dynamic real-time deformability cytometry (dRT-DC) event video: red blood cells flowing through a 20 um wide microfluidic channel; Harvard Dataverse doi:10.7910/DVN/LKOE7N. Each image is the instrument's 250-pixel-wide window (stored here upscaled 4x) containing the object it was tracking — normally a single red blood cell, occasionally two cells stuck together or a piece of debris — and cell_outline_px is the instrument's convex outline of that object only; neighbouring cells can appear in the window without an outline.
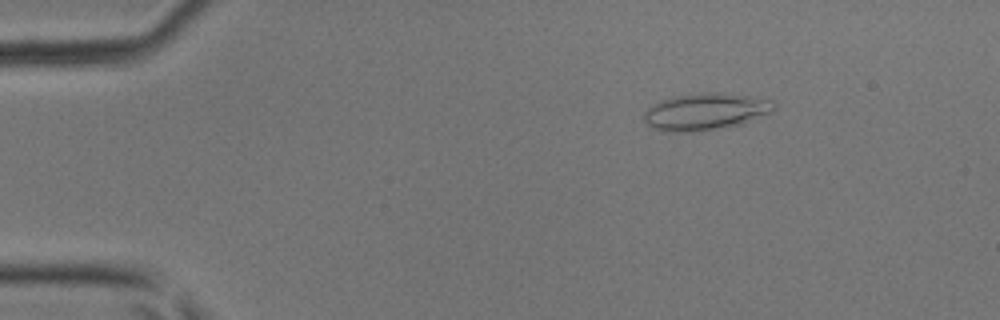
{"species": "common noctule bat (a hibernating species)", "species_latin": "Nyctalus noctula", "temperature_condition": "room temperature", "stored_images_in_passage": 44, "camera_frame_rate_fps": 3000, "um_per_image_px": 0.085, "animal": {"sex": "male", "body_mass_g": 17.9, "forearm_length_mm": 54.2}, "frame": {"image": 1, "passage_image": 7, "time_ms": 2.0, "image_size_px": [1000, 320], "cell_outline_px": [[776, 108], [772, 112], [740, 124], [700, 132], [668, 132], [652, 128], [644, 120], [644, 112], [652, 104], [660, 100], [672, 96], [700, 92], [720, 92], [748, 96], [772, 100], [776, 104]], "centroid_in_image_um": [59.94, 9.48], "position_along_channel_um": 25.1, "area_um2": 28.26}}
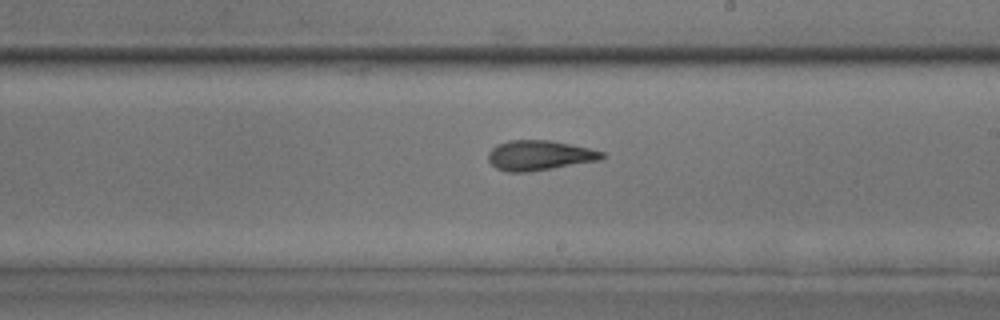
{"frame": {"image": 2, "passage_image": 26, "time_ms": 8.333, "image_size_px": [1000, 320], "cell_outline_px": [[604, 156], [600, 160], [528, 172], [508, 172], [496, 168], [488, 160], [488, 152], [496, 144], [508, 140], [552, 140], [588, 148], [604, 152]], "centroid_in_image_um": [45.81, 13.2], "position_along_channel_um": 243.2, "area_um2": 19.83}}
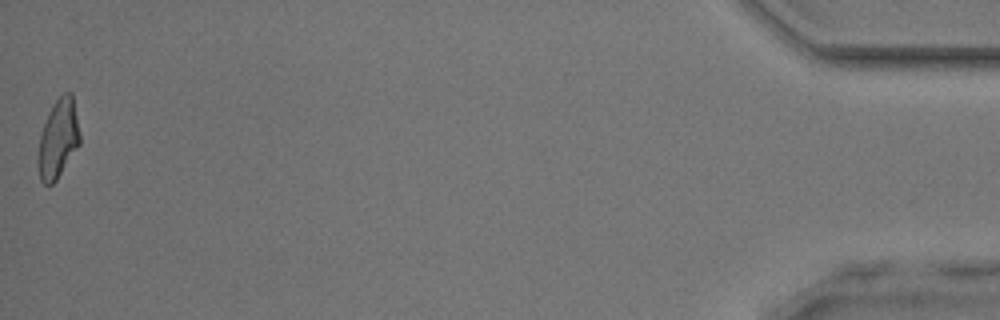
{"frame": {"image": 3, "passage_image": 44, "time_ms": 14.333, "image_size_px": [1000, 320], "cell_outline_px": [[80, 144], [56, 180], [52, 184], [44, 184], [40, 180], [36, 164], [36, 156], [40, 132], [48, 112], [52, 104], [64, 92], [72, 92], [80, 132]], "centroid_in_image_um": [4.91, 11.8], "position_along_channel_um": 430.3, "area_um2": 19.59}}